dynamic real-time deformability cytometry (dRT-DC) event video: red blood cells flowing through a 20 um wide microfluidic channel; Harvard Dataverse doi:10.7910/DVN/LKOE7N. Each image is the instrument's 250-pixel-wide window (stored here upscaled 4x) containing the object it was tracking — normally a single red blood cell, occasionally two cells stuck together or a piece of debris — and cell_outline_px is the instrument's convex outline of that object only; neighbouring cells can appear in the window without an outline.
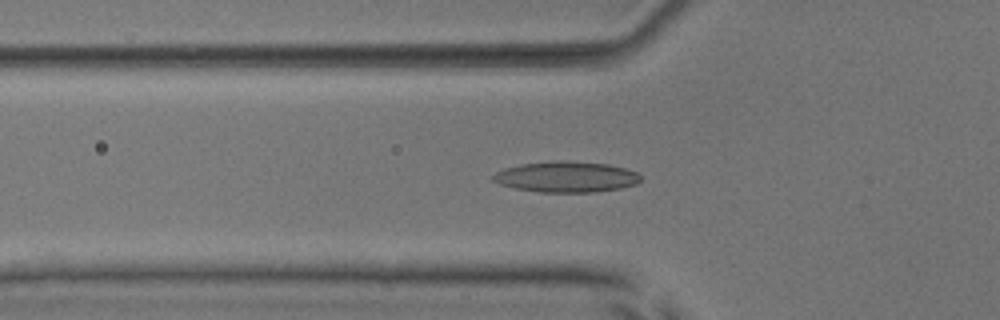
{"species": "common noctule bat (a hibernating species)", "species_latin": "Nyctalus noctula", "temperature_condition": "room temperature", "stored_images_in_passage": 42, "camera_frame_rate_fps": 3000, "um_per_image_px": 0.085, "animal": {"sex": "male", "body_mass_g": 17.9, "forearm_length_mm": 54.2}, "frame": {"image": 1, "passage_image": 8, "time_ms": 2.333, "image_size_px": [1000, 320], "cell_outline_px": [[640, 180], [636, 184], [620, 188], [596, 192], [540, 192], [516, 188], [500, 184], [488, 180], [496, 172], [504, 168], [520, 164], [552, 160], [560, 160], [608, 164], [624, 168], [636, 172], [640, 176]], "centroid_in_image_um": [48.08, 15.03], "position_along_channel_um": 77.7, "area_um2": 26.59}}
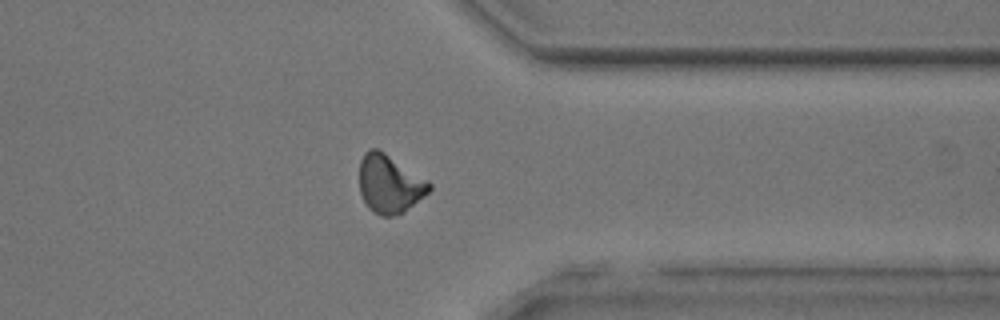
{"frame": {"image": 2, "passage_image": 31, "time_ms": 10.0, "image_size_px": [1000, 320], "cell_outline_px": [[432, 188], [424, 196], [404, 212], [392, 216], [380, 216], [372, 212], [364, 204], [360, 192], [360, 160], [364, 152], [368, 148], [376, 148], [384, 152], [428, 180], [432, 184]], "centroid_in_image_um": [33.09, 15.64], "position_along_channel_um": 378.3, "area_um2": 23.87}}
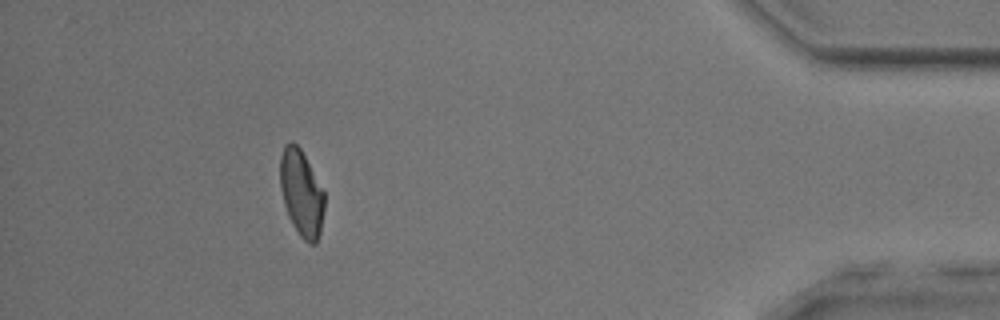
{"frame": {"image": 3, "passage_image": 37, "time_ms": 12.0, "image_size_px": [1000, 320], "cell_outline_px": [[324, 208], [320, 232], [316, 244], [308, 244], [300, 236], [292, 224], [288, 216], [284, 204], [280, 188], [280, 156], [284, 144], [292, 140], [300, 148], [324, 192]], "centroid_in_image_um": [25.6, 16.42], "position_along_channel_um": 409.6, "area_um2": 22.25}, "authors_computed_cell_mechanics": {"area_um2": 23.3223, "velocity_mm_per_s": 3.984, "shape_relaxation_time_tau1_ms": null, "shape_relaxation_time_tau2_ms": 4.4794, "deformation_change_tau1": null, "deformation_change_tau2": 0.1341}}